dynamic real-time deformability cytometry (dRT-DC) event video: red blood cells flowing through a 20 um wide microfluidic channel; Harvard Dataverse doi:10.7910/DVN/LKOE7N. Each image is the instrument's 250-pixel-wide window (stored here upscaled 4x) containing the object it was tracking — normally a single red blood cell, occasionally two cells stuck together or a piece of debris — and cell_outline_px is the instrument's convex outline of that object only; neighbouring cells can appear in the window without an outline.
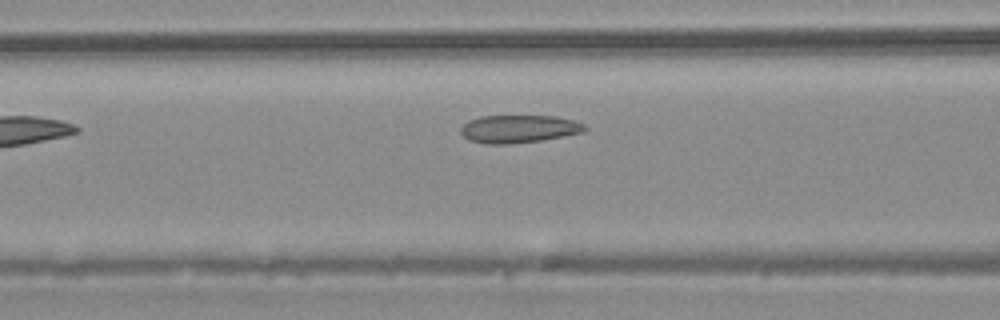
{"species": "common noctule bat (a hibernating species)", "species_latin": "Nyctalus noctula", "temperature_condition": "warm", "stored_images_in_passage": 4, "camera_frame_rate_fps": 3000, "um_per_image_px": 0.085, "animal": {"sex": "male", "body_mass_g": 20.4}, "frame": {"image": 1, "passage_image": 4, "time_ms": 1.0, "image_size_px": [1000, 320], "cell_outline_px": [[588, 128], [584, 132], [564, 136], [540, 140], [508, 144], [488, 144], [468, 140], [460, 132], [460, 128], [468, 120], [480, 116], [556, 116], [572, 120], [584, 124]], "centroid_in_image_um": [44.08, 10.95], "position_along_channel_um": 122.5, "area_um2": 20.11}}